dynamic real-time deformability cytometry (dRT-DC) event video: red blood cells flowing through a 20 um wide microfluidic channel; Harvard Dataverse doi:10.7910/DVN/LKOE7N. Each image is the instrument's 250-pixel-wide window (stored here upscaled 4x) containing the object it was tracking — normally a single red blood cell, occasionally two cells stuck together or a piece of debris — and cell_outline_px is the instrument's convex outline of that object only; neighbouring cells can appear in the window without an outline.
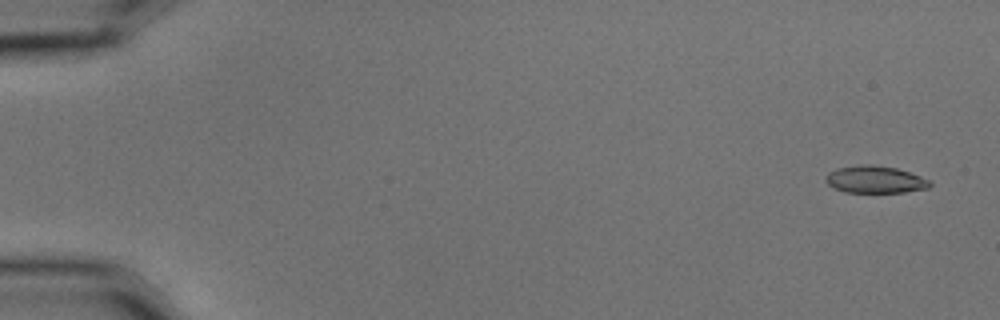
{"species": "common noctule bat (a hibernating species)", "species_latin": "Nyctalus noctula", "temperature_condition": "cold", "stored_images_in_passage": 4, "camera_frame_rate_fps": 3000, "um_per_image_px": 0.085, "animal": {"sex": "male", "body_mass_g": 15.6}, "frame": {"image": 1, "passage_image": 1, "time_ms": 0.0, "image_size_px": [1000, 320], "cell_outline_px": [[932, 184], [928, 188], [904, 192], [844, 192], [832, 188], [824, 180], [828, 172], [836, 168], [860, 164], [872, 164], [896, 168], [920, 176], [928, 180]], "centroid_in_image_um": [74.33, 15.25], "position_along_channel_um": 10.7, "area_um2": 16.59}}
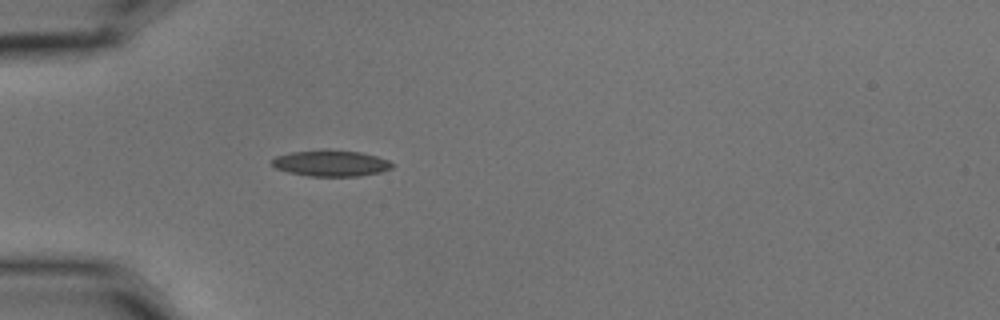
{"frame": {"image": 2, "passage_image": 4, "time_ms": 1.0, "image_size_px": [1000, 320], "cell_outline_px": [[392, 168], [380, 172], [360, 176], [308, 176], [288, 172], [276, 168], [268, 160], [276, 156], [292, 152], [324, 148], [328, 148], [360, 152], [376, 156], [388, 160], [392, 164]], "centroid_in_image_um": [28.08, 13.85], "position_along_channel_um": 56.9, "area_um2": 18.61}}